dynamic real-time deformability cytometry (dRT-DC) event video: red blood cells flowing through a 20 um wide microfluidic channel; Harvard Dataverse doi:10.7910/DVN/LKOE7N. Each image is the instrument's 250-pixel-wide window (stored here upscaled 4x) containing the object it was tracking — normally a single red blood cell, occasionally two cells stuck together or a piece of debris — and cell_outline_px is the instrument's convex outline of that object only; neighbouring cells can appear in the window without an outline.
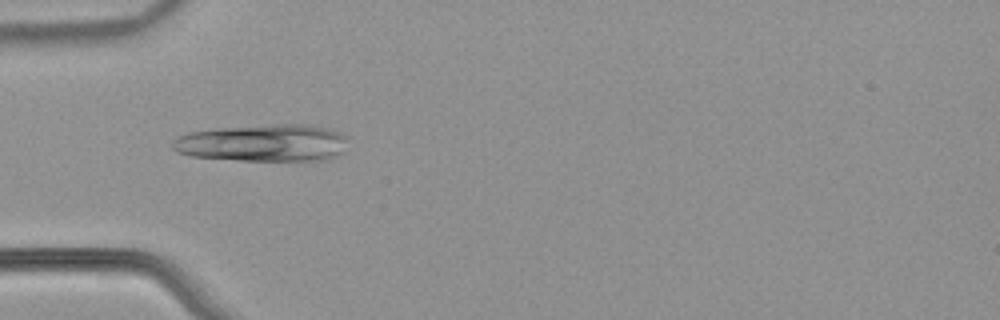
{"species": "common noctule bat (a hibernating species)", "species_latin": "Nyctalus noctula", "temperature_condition": "warm", "stored_images_in_passage": 52, "camera_frame_rate_fps": 3000, "um_per_image_px": 0.085, "animal": {"sex": "male", "body_mass_g": 21.5, "forearm_length_mm": 52.0}, "frame": {"image": 1, "passage_image": 16, "time_ms": 5.0, "image_size_px": [1000, 320], "cell_outline_px": [[348, 136], [344, 152], [336, 156], [324, 160], [240, 160], [192, 156], [176, 152], [172, 148], [172, 140], [176, 136], [188, 132], [220, 128], [272, 124], [308, 124], [328, 128], [340, 132]], "centroid_in_image_um": [22.39, 12.14], "position_along_channel_um": 62.6, "area_um2": 38.32}}
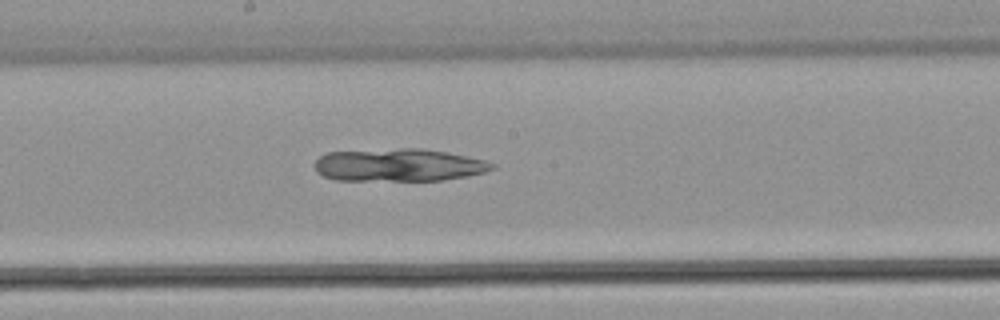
{"frame": {"image": 2, "passage_image": 28, "time_ms": 9.0, "image_size_px": [1000, 320], "cell_outline_px": [[496, 168], [484, 172], [468, 176], [444, 180], [336, 180], [324, 176], [316, 172], [316, 160], [320, 156], [328, 152], [400, 148], [424, 148], [468, 156], [484, 160], [496, 164]], "centroid_in_image_um": [33.93, 14.02], "position_along_channel_um": 214.3, "area_um2": 33.87}}
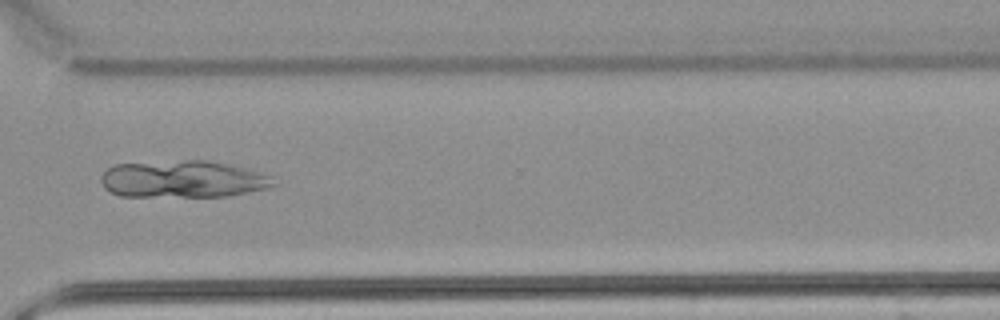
{"frame": {"image": 3, "passage_image": 39, "time_ms": 12.667, "image_size_px": [1000, 320], "cell_outline_px": [[280, 184], [268, 188], [228, 196], [120, 196], [104, 188], [100, 180], [100, 176], [108, 168], [116, 164], [184, 160], [208, 160], [228, 164], [244, 168], [272, 176]], "centroid_in_image_um": [15.58, 15.23], "position_along_channel_um": 355.0, "area_um2": 37.4}}